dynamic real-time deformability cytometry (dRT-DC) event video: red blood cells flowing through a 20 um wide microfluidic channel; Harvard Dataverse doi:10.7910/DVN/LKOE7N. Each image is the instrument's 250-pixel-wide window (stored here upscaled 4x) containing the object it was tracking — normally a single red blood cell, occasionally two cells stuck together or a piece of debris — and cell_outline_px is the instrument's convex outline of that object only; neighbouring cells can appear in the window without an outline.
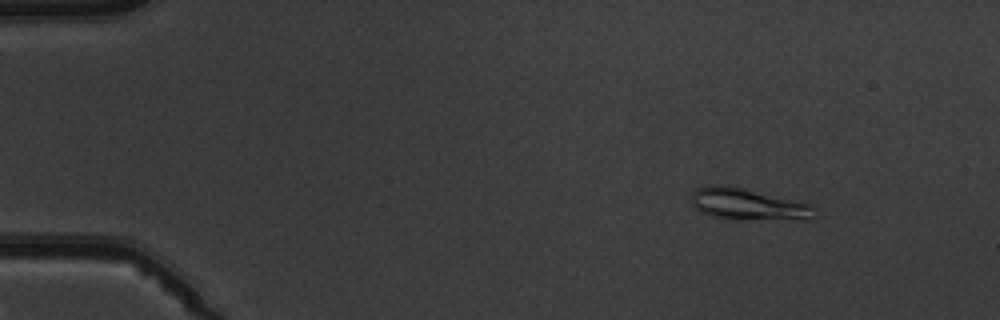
{"species": "common noctule bat (a hibernating species)", "species_latin": "Nyctalus noctula", "temperature_condition": "warm", "stored_images_in_passage": 9, "camera_frame_rate_fps": 3000, "um_per_image_px": 0.085, "animal": {"sex": "male", "body_mass_g": 19.5, "forearm_length_mm": 54.6}, "frame": {"image": 1, "passage_image": 2, "time_ms": 2.0, "image_size_px": [1000, 320], "cell_outline_px": [[816, 216], [812, 220], [724, 220], [700, 212], [692, 204], [692, 192], [704, 184], [728, 184], [812, 204], [816, 208]], "centroid_in_image_um": [63.62, 17.38], "position_along_channel_um": 21.4, "area_um2": 23.76}}
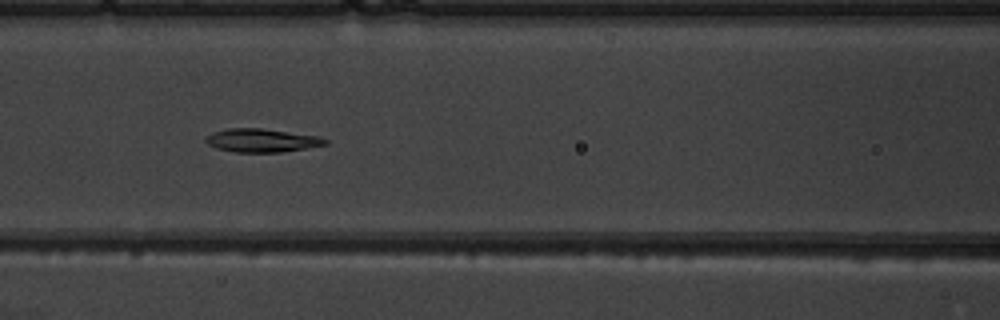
{"frame": {"image": 2, "passage_image": 7, "time_ms": 7.667, "image_size_px": [1000, 320], "cell_outline_px": [[328, 144], [280, 152], [236, 152], [216, 148], [208, 144], [204, 140], [212, 132], [228, 128], [260, 128], [320, 136], [328, 140]], "centroid_in_image_um": [22.25, 11.93], "position_along_channel_um": 144.4, "area_um2": 16.18}}
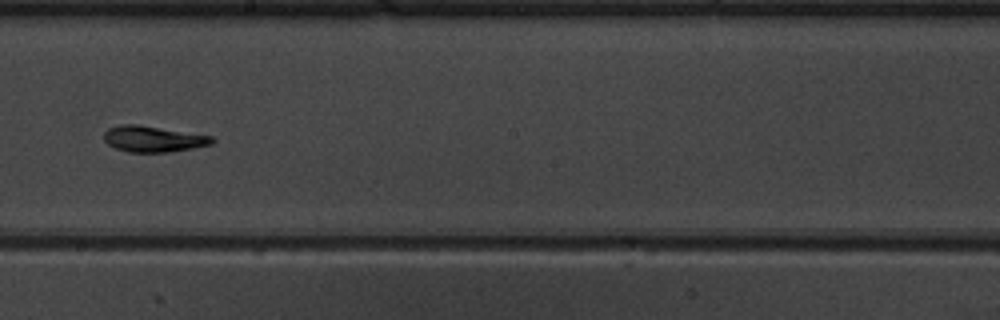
{"frame": {"image": 3, "passage_image": 9, "time_ms": 10.0, "image_size_px": [1000, 320], "cell_outline_px": [[216, 140], [212, 144], [192, 148], [168, 152], [128, 152], [116, 148], [108, 144], [104, 140], [104, 132], [108, 128], [120, 124], [136, 124], [212, 136]], "centroid_in_image_um": [13.01, 11.81], "position_along_channel_um": 235.2, "area_um2": 16.3}}